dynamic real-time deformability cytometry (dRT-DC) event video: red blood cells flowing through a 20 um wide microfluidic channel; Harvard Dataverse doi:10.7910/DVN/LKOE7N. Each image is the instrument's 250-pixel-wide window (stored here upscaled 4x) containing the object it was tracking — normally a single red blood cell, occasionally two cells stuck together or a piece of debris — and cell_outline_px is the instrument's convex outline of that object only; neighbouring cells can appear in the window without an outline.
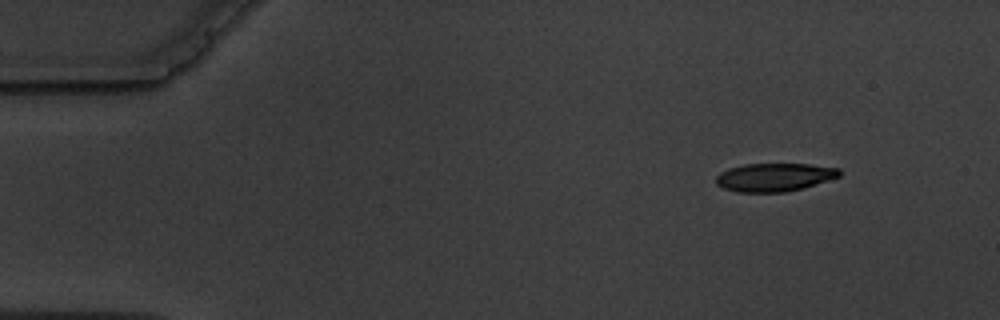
{"species": "common noctule bat (a hibernating species)", "species_latin": "Nyctalus noctula", "temperature_condition": "warm", "stored_images_in_passage": 7, "camera_frame_rate_fps": 3000, "um_per_image_px": 0.085, "animal": {"sex": "male", "body_mass_g": 19.5, "forearm_length_mm": 54.6}, "frame": {"image": 1, "passage_image": 1, "time_ms": 0.0, "image_size_px": [1000, 320], "cell_outline_px": [[840, 176], [804, 188], [784, 192], [736, 192], [724, 188], [716, 184], [716, 176], [720, 172], [728, 168], [744, 164], [808, 164], [840, 168]], "centroid_in_image_um": [65.81, 15.06], "position_along_channel_um": 19.2, "area_um2": 20.35}}
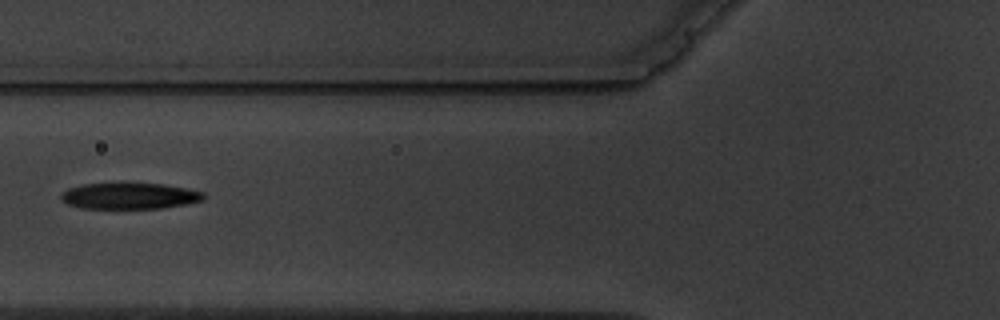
{"frame": {"image": 2, "passage_image": 5, "time_ms": 5.333, "image_size_px": [1000, 320], "cell_outline_px": [[204, 200], [184, 204], [160, 208], [80, 208], [68, 204], [60, 196], [68, 188], [84, 184], [120, 180], [164, 184], [204, 192]], "centroid_in_image_um": [10.99, 16.6], "position_along_channel_um": 114.8, "area_um2": 22.43}}
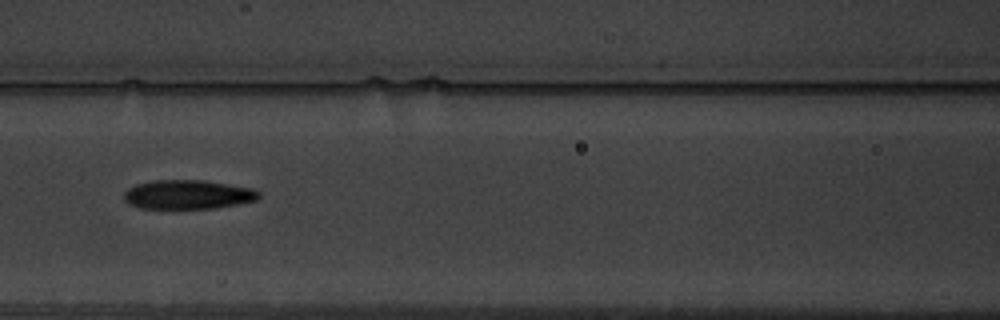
{"frame": {"image": 3, "passage_image": 6, "time_ms": 6.333, "image_size_px": [1000, 320], "cell_outline_px": [[260, 196], [256, 200], [236, 204], [212, 208], [140, 208], [128, 204], [124, 200], [124, 192], [128, 188], [136, 184], [152, 180], [204, 180], [252, 188], [260, 192]], "centroid_in_image_um": [15.93, 16.53], "position_along_channel_um": 150.7, "area_um2": 22.83}}